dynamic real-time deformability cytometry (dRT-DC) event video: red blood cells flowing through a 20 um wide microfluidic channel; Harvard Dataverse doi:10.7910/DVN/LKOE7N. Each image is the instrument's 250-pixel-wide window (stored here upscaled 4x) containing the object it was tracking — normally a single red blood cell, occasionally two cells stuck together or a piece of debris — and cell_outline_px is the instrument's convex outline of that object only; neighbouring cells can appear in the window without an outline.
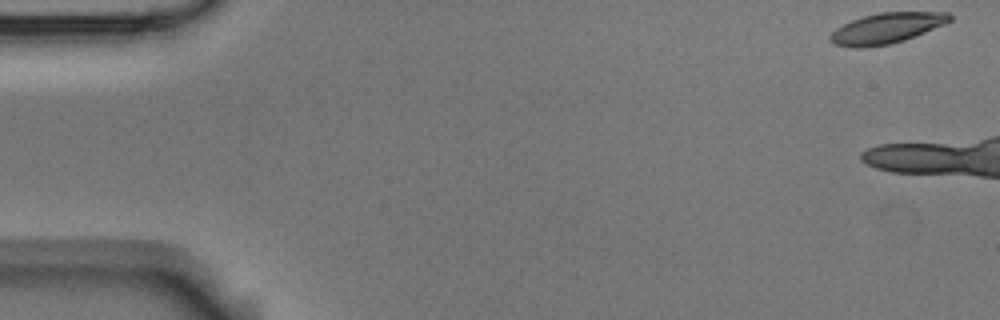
{"species": "Egyptian fruit bat (a non-hibernating species)", "species_latin": "Rousettus aegyptiacus", "temperature_condition": "room temperature", "stored_images_in_passage": 6, "camera_frame_rate_fps": 3000, "um_per_image_px": 0.085, "animal": {"sex": "male"}, "frame": {"image": 1, "passage_image": 1, "time_ms": 0.0, "image_size_px": [1000, 320], "cell_outline_px": [[952, 20], [944, 24], [904, 40], [888, 44], [860, 48], [832, 44], [828, 40], [828, 36], [836, 28], [852, 20], [864, 16], [880, 12], [948, 12], [952, 16]], "centroid_in_image_um": [75.33, 2.39], "position_along_channel_um": 9.7, "area_um2": 21.1}}